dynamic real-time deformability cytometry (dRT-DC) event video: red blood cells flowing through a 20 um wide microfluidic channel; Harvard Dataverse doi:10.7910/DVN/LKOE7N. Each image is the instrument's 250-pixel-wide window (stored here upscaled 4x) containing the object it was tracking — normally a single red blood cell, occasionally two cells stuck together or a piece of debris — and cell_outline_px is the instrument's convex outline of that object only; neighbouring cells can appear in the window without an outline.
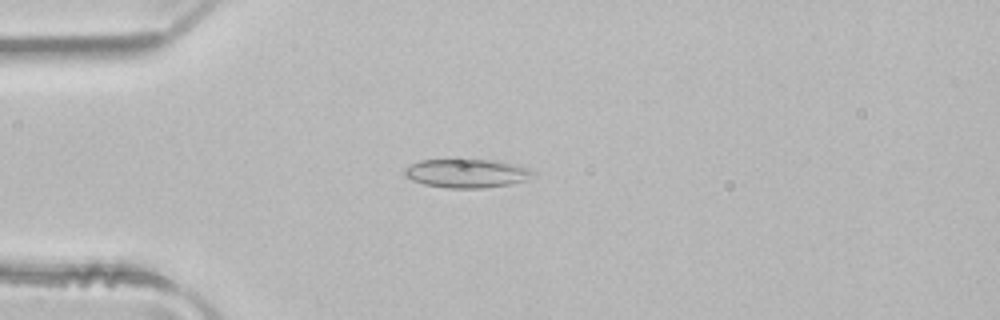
{"species": "common noctule bat (a hibernating species)", "species_latin": "Nyctalus noctula", "temperature_condition": "room temperature", "stored_images_in_passage": 2, "camera_frame_rate_fps": 3000, "um_per_image_px": 0.085, "animal": {"sex": "male", "body_mass_g": 21.5, "forearm_length_mm": 52.0}, "frame": {"image": 1, "passage_image": 2, "time_ms": 0.333, "image_size_px": [1000, 320], "cell_outline_px": [[536, 172], [524, 180], [508, 184], [484, 188], [448, 188], [424, 184], [412, 180], [404, 176], [404, 172], [412, 164], [420, 160], [464, 156], [468, 156], [492, 160], [528, 168]], "centroid_in_image_um": [39.61, 14.68], "position_along_channel_um": 45.4, "area_um2": 22.08}}